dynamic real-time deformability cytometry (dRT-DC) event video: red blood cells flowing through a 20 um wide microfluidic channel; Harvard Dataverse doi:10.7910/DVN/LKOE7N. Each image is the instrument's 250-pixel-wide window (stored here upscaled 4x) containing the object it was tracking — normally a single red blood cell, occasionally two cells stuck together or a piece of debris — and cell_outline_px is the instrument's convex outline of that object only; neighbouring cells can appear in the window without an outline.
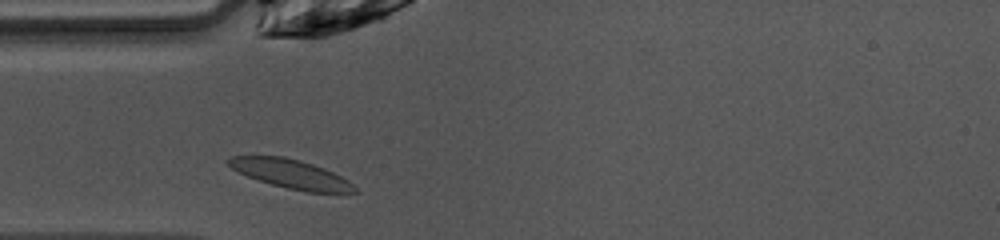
{"species": "common noctule bat (a hibernating species)", "species_latin": "Nyctalus noctula", "temperature_condition": "warm", "stored_images_in_passage": 28, "camera_frame_rate_fps": 3000, "um_per_image_px": 0.085, "animal": {"sex": "female", "body_mass_g": 10.0, "forearm_length_mm": 53.1}, "frame": {"image": 1, "passage_image": 2, "time_ms": 0.333, "image_size_px": [1000, 240], "cell_outline_px": [[356, 192], [308, 192], [288, 188], [272, 184], [248, 176], [232, 168], [224, 160], [232, 156], [284, 156], [300, 160], [324, 168], [348, 180], [356, 188]], "centroid_in_image_um": [24.7, 14.77], "position_along_channel_um": 60.3, "area_um2": 20.87}}
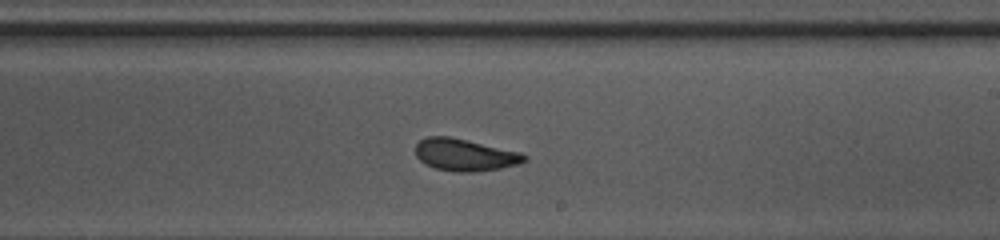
{"frame": {"image": 2, "passage_image": 16, "time_ms": 5.0, "image_size_px": [1000, 240], "cell_outline_px": [[528, 160], [520, 164], [500, 168], [472, 172], [456, 172], [436, 168], [424, 164], [416, 156], [416, 144], [420, 140], [428, 136], [448, 136], [468, 140], [520, 152], [528, 156]], "centroid_in_image_um": [39.52, 13.16], "position_along_channel_um": 249.5, "area_um2": 20.4}}
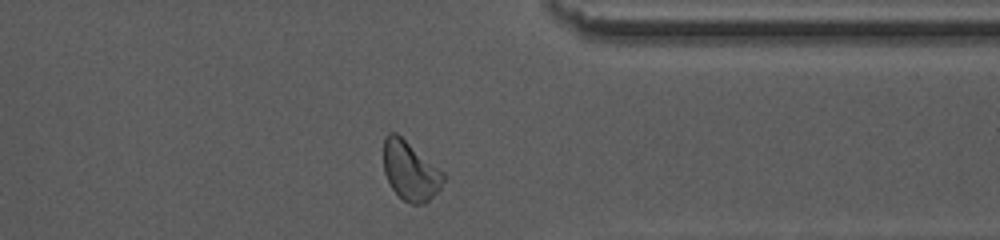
{"frame": {"image": 3, "passage_image": 26, "time_ms": 8.333, "image_size_px": [1000, 240], "cell_outline_px": [[444, 180], [440, 188], [424, 204], [412, 204], [404, 200], [392, 188], [384, 172], [384, 136], [388, 132], [396, 132], [444, 172]], "centroid_in_image_um": [34.86, 14.5], "position_along_channel_um": 376.5, "area_um2": 20.35}, "authors_computed_cell_mechanics": {"area_um2": 20.3456, "velocity_mm_per_s": 4.0373, "shape_relaxation_time_tau1_ms": 4.4714, "shape_relaxation_time_tau2_ms": 1.274, "deformation_change_tau1": 0.1334, "deformation_change_tau2": 0.0641}}